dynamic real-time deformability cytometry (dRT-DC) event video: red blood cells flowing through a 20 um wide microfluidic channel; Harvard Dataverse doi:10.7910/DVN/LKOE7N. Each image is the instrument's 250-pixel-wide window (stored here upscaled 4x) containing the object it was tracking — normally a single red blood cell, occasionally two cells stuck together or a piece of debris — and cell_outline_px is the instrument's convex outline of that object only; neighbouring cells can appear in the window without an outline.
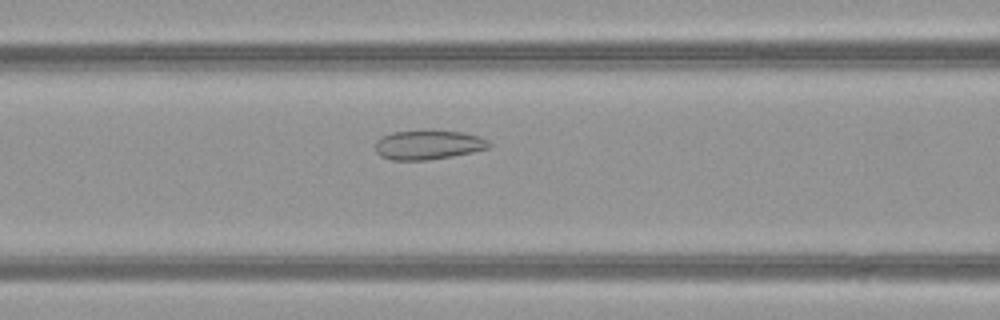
{"species": "common noctule bat (a hibernating species)", "species_latin": "Nyctalus noctula", "temperature_condition": "warm", "stored_images_in_passage": 51, "camera_frame_rate_fps": 3000, "um_per_image_px": 0.085, "animal": {"sex": "female", "body_mass_g": 21.9}, "frame": {"image": 1, "passage_image": 21, "time_ms": 6.667, "image_size_px": [1000, 320], "cell_outline_px": [[492, 144], [488, 148], [472, 152], [452, 156], [428, 160], [392, 160], [380, 156], [376, 152], [376, 140], [380, 136], [392, 132], [428, 128], [432, 128], [464, 132], [480, 136], [488, 140]], "centroid_in_image_um": [36.4, 12.26], "position_along_channel_um": 130.2, "area_um2": 20.23}}
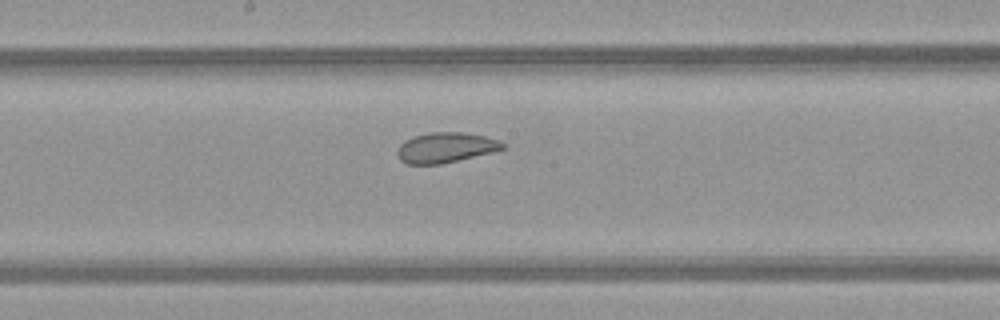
{"frame": {"image": 2, "passage_image": 27, "time_ms": 8.667, "image_size_px": [1000, 320], "cell_outline_px": [[504, 148], [492, 152], [440, 164], [408, 164], [400, 160], [396, 152], [400, 144], [404, 140], [412, 136], [432, 132], [460, 132], [484, 136], [500, 140], [504, 144]], "centroid_in_image_um": [37.84, 12.54], "position_along_channel_um": 210.4, "area_um2": 18.44}}
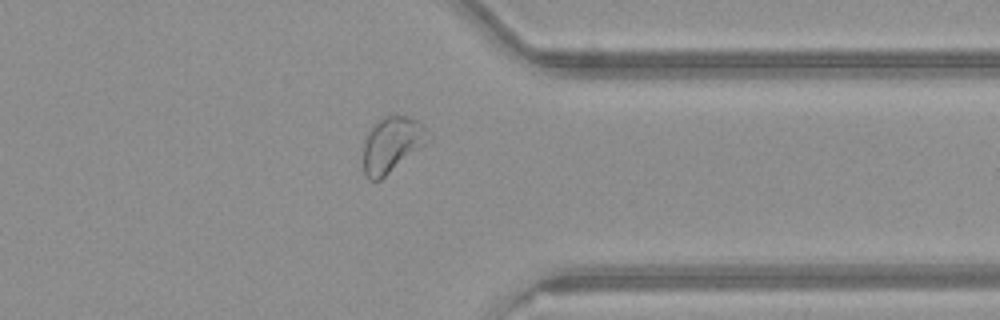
{"frame": {"image": 3, "passage_image": 40, "time_ms": 13.0, "image_size_px": [1000, 320], "cell_outline_px": [[432, 140], [428, 144], [380, 180], [368, 180], [364, 172], [364, 140], [368, 132], [384, 116], [408, 116], [424, 124], [432, 136]], "centroid_in_image_um": [33.38, 12.29], "position_along_channel_um": 378.0, "area_um2": 21.21}, "authors_computed_cell_mechanics": {"area_um2": 24.4494, "velocity_mm_per_s": 3.9984, "shape_relaxation_time_tau1_ms": null, "shape_relaxation_time_tau2_ms": 2.1265, "deformation_change_tau1": null, "deformation_change_tau2": 0.0754}}